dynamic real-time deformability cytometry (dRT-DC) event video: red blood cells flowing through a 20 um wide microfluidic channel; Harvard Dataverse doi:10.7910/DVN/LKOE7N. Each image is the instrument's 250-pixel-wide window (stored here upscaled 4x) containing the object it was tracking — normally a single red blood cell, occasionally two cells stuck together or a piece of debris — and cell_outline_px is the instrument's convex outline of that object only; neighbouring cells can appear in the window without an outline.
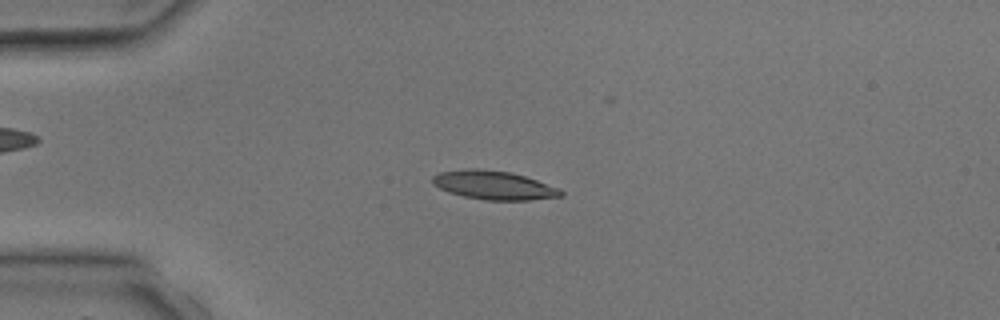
{"species": "common noctule bat (a hibernating species)", "species_latin": "Nyctalus noctula", "temperature_condition": "room temperature", "stored_images_in_passage": 2, "camera_frame_rate_fps": 3000, "um_per_image_px": 0.085, "animal": {"sex": "male", "body_mass_g": 17.9, "forearm_length_mm": 54.2}, "frame": {"image": 1, "passage_image": 2, "time_ms": 1.333, "image_size_px": [1000, 320], "cell_outline_px": [[564, 196], [528, 200], [488, 200], [464, 196], [448, 192], [432, 184], [432, 176], [440, 172], [468, 168], [476, 168], [508, 172], [524, 176], [560, 188], [564, 192]], "centroid_in_image_um": [41.97, 15.74], "position_along_channel_um": 43.0, "area_um2": 21.39}}